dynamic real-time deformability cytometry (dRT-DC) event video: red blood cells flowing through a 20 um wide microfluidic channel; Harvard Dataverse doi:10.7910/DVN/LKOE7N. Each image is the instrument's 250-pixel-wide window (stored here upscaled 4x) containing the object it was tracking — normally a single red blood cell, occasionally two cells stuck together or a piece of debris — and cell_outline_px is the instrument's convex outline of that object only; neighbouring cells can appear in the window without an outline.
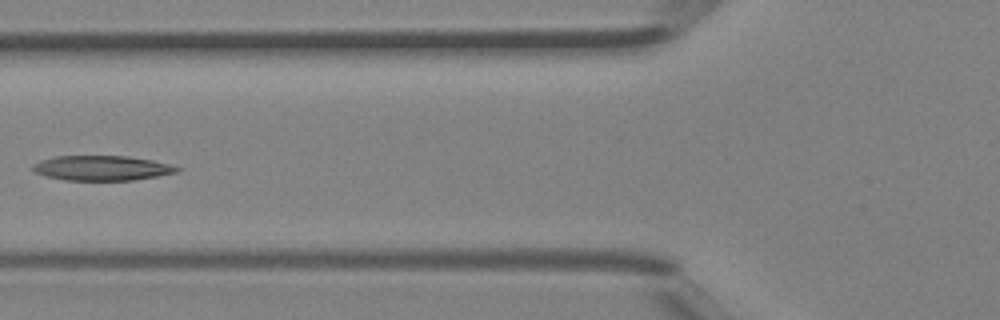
{"species": "Egyptian fruit bat (a non-hibernating species)", "species_latin": "Rousettus aegyptiacus", "temperature_condition": "room temperature", "stored_images_in_passage": 5, "camera_frame_rate_fps": 3000, "um_per_image_px": 0.085, "animal": {"sex": "female"}, "frame": {"image": 1, "passage_image": 5, "time_ms": 1.333, "image_size_px": [1000, 320], "cell_outline_px": [[180, 168], [176, 172], [156, 176], [132, 180], [64, 180], [44, 176], [36, 172], [32, 168], [32, 164], [40, 160], [56, 156], [128, 156], [152, 160], [168, 164]], "centroid_in_image_um": [8.6, 14.28], "position_along_channel_um": 117.2, "area_um2": 20.75}}